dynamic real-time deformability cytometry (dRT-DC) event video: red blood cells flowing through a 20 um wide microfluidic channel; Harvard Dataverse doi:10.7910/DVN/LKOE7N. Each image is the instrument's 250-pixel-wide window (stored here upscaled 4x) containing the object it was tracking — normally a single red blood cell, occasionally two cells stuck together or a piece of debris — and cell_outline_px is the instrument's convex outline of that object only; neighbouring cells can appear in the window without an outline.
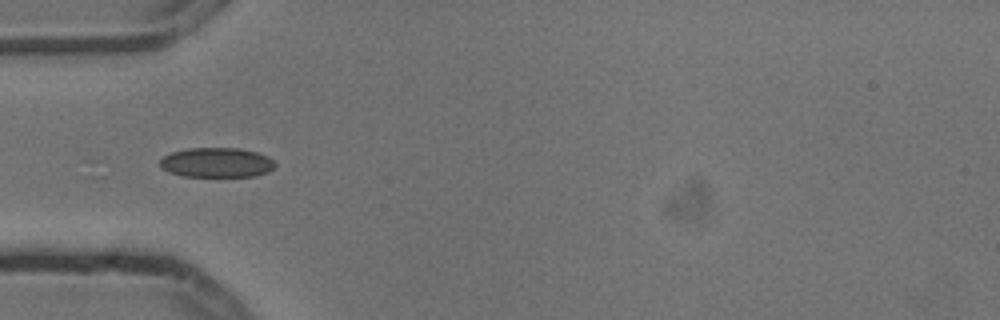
{"species": "common noctule bat (a hibernating species)", "species_latin": "Nyctalus noctula", "temperature_condition": "cold", "stored_images_in_passage": 9, "camera_frame_rate_fps": 3000, "um_per_image_px": 0.085, "animal": {"sex": "male", "body_mass_g": 13.3}, "frame": {"image": 1, "passage_image": 5, "time_ms": 1.333, "image_size_px": [1000, 320], "cell_outline_px": [[276, 164], [268, 172], [256, 176], [184, 176], [168, 172], [160, 168], [160, 160], [164, 156], [172, 152], [188, 148], [240, 148], [256, 152], [268, 156]], "centroid_in_image_um": [18.4, 13.81], "position_along_channel_um": 66.6, "area_um2": 19.94}}
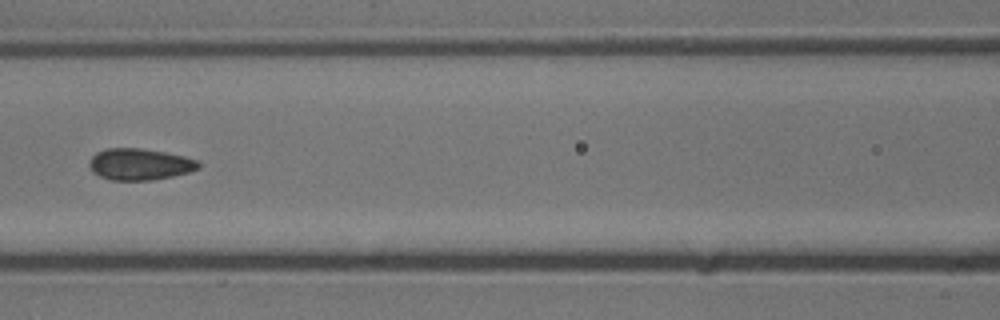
{"frame": {"image": 2, "passage_image": 7, "time_ms": 2.0, "image_size_px": [1000, 320], "cell_outline_px": [[200, 168], [188, 172], [172, 176], [152, 180], [112, 180], [100, 176], [92, 172], [88, 164], [92, 156], [96, 152], [104, 148], [140, 148], [164, 152], [184, 156], [200, 160]], "centroid_in_image_um": [11.87, 13.95], "position_along_channel_um": 154.7, "area_um2": 20.17}}
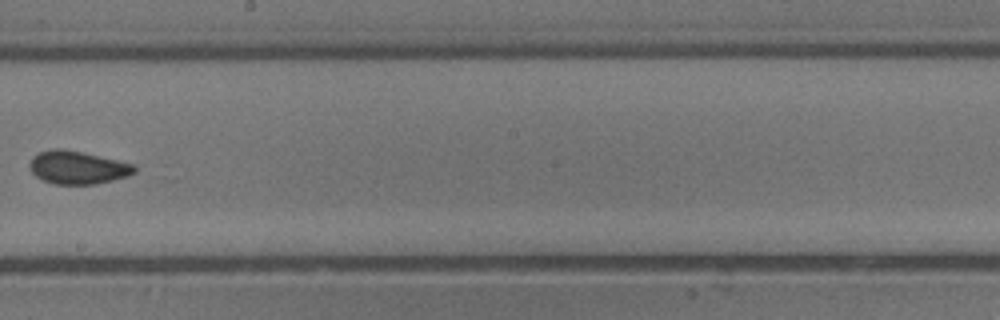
{"frame": {"image": 3, "passage_image": 9, "time_ms": 2.667, "image_size_px": [1000, 320], "cell_outline_px": [[136, 172], [128, 176], [96, 184], [56, 184], [44, 180], [36, 176], [32, 172], [28, 164], [32, 156], [40, 152], [52, 148], [64, 148], [116, 160], [132, 164], [136, 168]], "centroid_in_image_um": [6.57, 14.23], "position_along_channel_um": 241.6, "area_um2": 20.06}}